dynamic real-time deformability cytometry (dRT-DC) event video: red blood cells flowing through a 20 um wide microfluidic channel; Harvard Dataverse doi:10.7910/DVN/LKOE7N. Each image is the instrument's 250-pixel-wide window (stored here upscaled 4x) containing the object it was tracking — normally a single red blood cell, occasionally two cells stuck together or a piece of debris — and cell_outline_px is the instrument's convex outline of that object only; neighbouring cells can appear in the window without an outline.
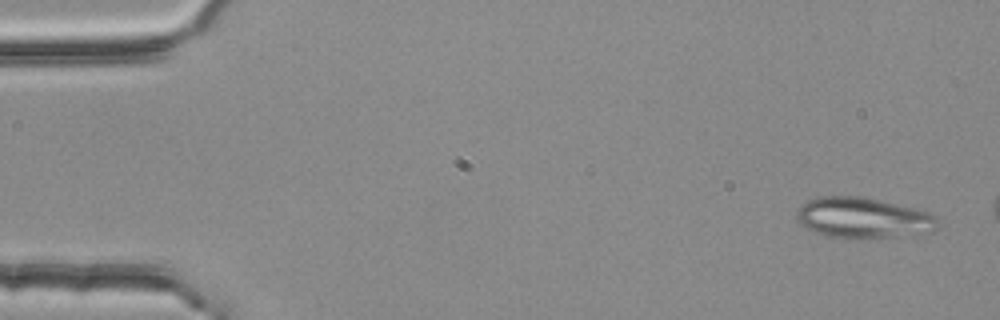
{"species": "common noctule bat (a hibernating species)", "species_latin": "Nyctalus noctula", "temperature_condition": "room temperature", "stored_images_in_passage": 15, "camera_frame_rate_fps": 3000, "um_per_image_px": 0.085, "animal": {"sex": "female", "body_mass_g": 25.1}, "frame": {"image": 1, "passage_image": 1, "time_ms": 0.0, "image_size_px": [1000, 320], "cell_outline_px": [[940, 224], [932, 232], [888, 236], [828, 236], [816, 232], [800, 224], [796, 220], [796, 212], [808, 200], [816, 196], [860, 196], [928, 212], [936, 216], [940, 220]], "centroid_in_image_um": [73.35, 18.48], "position_along_channel_um": 11.6, "area_um2": 32.43}}